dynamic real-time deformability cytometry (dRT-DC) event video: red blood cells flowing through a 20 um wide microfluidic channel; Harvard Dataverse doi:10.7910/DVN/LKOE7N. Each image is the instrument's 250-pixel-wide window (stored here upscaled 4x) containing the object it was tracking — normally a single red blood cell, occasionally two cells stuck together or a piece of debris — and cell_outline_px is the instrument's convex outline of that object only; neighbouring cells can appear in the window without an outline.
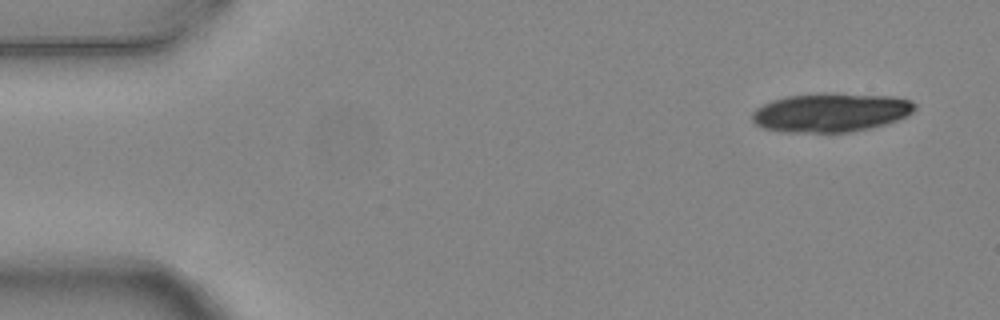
{"species": "common noctule bat (a hibernating species)", "species_latin": "Nyctalus noctula", "temperature_condition": "warm", "stored_images_in_passage": 5, "segment_of_instrument_passage": [1, 2], "camera_frame_rate_fps": 3000, "um_per_image_px": 0.085, "animal": {"sex": "female", "body_mass_g": 24.6, "forearm_length_mm": 56.2}, "frame": {"image": 1, "passage_image": 1, "time_ms": 0.0, "image_size_px": [1000, 320], "cell_outline_px": [[916, 108], [912, 112], [896, 120], [872, 128], [852, 132], [784, 132], [760, 128], [752, 120], [752, 112], [756, 108], [772, 100], [788, 96], [820, 92], [824, 92], [892, 96], [908, 100], [916, 104]], "centroid_in_image_um": [70.58, 9.56], "position_along_channel_um": 14.4, "area_um2": 37.11}}